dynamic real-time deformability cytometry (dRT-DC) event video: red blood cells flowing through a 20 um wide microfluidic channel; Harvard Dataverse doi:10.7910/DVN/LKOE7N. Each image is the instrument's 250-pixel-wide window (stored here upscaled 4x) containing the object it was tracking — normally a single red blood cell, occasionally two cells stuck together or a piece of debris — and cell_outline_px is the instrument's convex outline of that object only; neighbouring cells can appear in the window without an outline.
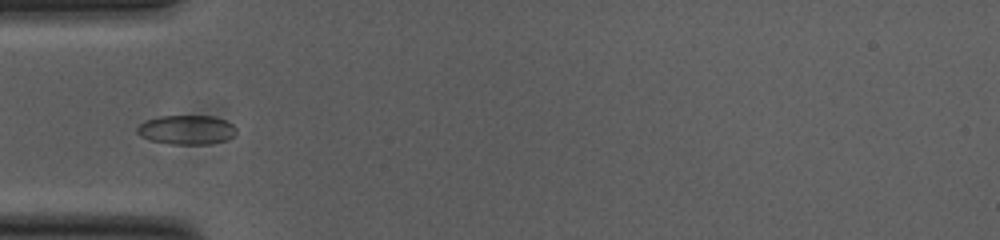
{"species": "common noctule bat (a hibernating species)", "species_latin": "Nyctalus noctula", "temperature_condition": "cold", "stored_images_in_passage": 37, "camera_frame_rate_fps": 3000, "um_per_image_px": 0.085, "animal": {"sex": "female", "body_mass_g": 23.0, "forearm_length_mm": 53.4}, "frame": {"image": 1, "passage_image": 1, "time_ms": 0.0, "image_size_px": [1000, 240], "cell_outline_px": [[236, 132], [228, 140], [208, 144], [172, 144], [148, 140], [140, 136], [136, 132], [136, 128], [144, 120], [160, 116], [212, 116], [224, 120], [232, 124], [236, 128]], "centroid_in_image_um": [15.82, 11.04], "position_along_channel_um": 69.2, "area_um2": 16.99}}
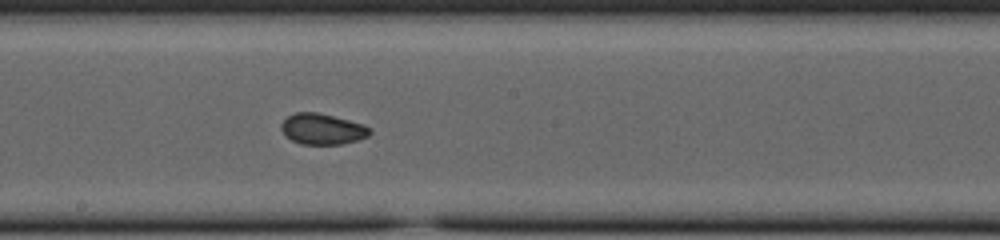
{"frame": {"image": 2, "passage_image": 13, "time_ms": 4.0, "image_size_px": [1000, 240], "cell_outline_px": [[372, 132], [368, 136], [344, 144], [300, 144], [284, 136], [280, 128], [280, 124], [288, 116], [296, 112], [316, 112], [364, 124], [372, 128]], "centroid_in_image_um": [27.39, 10.97], "position_along_channel_um": 220.8, "area_um2": 16.01}}
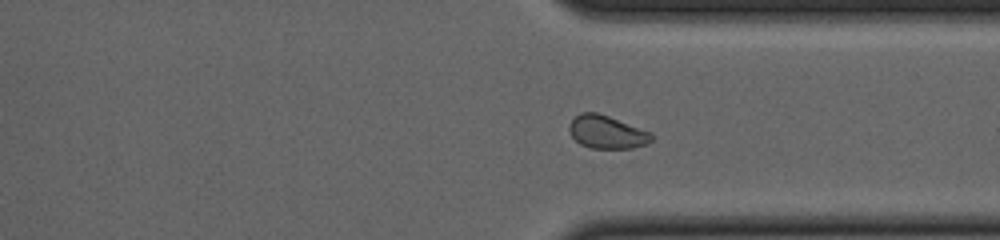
{"frame": {"image": 3, "passage_image": 24, "time_ms": 7.667, "image_size_px": [1000, 240], "cell_outline_px": [[652, 140], [644, 144], [632, 148], [592, 148], [580, 144], [572, 136], [568, 128], [568, 124], [580, 112], [596, 112], [608, 116], [652, 132]], "centroid_in_image_um": [51.56, 11.22], "position_along_channel_um": 359.8, "area_um2": 15.72}, "authors_computed_cell_mechanics": {"area_um2": 16.184, "velocity_mm_per_s": 3.7823, "shape_relaxation_time_tau1_ms": null, "shape_relaxation_time_tau2_ms": 1.1357, "deformation_change_tau1": null, "deformation_change_tau2": 0.0419}}